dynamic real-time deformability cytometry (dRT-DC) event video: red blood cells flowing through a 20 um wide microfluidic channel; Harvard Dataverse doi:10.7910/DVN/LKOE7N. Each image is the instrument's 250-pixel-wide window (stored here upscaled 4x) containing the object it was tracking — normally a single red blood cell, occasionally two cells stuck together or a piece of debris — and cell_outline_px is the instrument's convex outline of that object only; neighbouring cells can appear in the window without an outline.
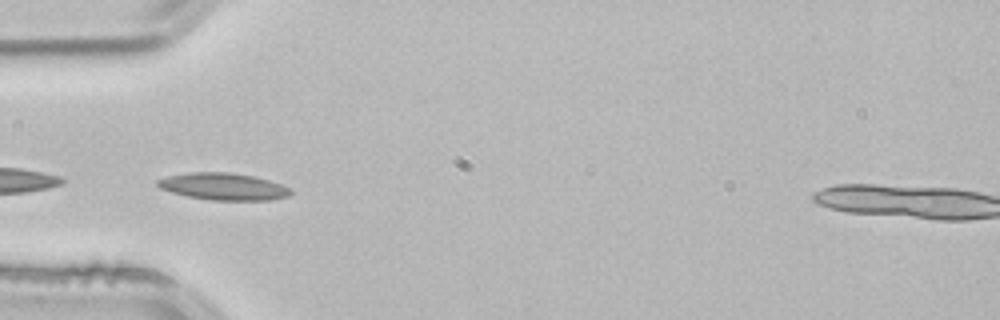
{"species": "common noctule bat (a hibernating species)", "species_latin": "Nyctalus noctula", "temperature_condition": "room temperature", "stored_images_in_passage": 4, "camera_frame_rate_fps": 3000, "um_per_image_px": 0.085, "animal": {"sex": "male", "body_mass_g": 21.5, "forearm_length_mm": 52.0}, "frame": {"image": 1, "passage_image": 4, "time_ms": 1.0, "image_size_px": [1000, 320], "cell_outline_px": [[292, 192], [288, 196], [268, 200], [212, 200], [188, 196], [172, 192], [160, 188], [156, 184], [156, 180], [168, 176], [188, 172], [228, 172], [252, 176], [268, 180], [292, 188]], "centroid_in_image_um": [18.98, 15.85], "position_along_channel_um": 66.0, "area_um2": 20.81}}